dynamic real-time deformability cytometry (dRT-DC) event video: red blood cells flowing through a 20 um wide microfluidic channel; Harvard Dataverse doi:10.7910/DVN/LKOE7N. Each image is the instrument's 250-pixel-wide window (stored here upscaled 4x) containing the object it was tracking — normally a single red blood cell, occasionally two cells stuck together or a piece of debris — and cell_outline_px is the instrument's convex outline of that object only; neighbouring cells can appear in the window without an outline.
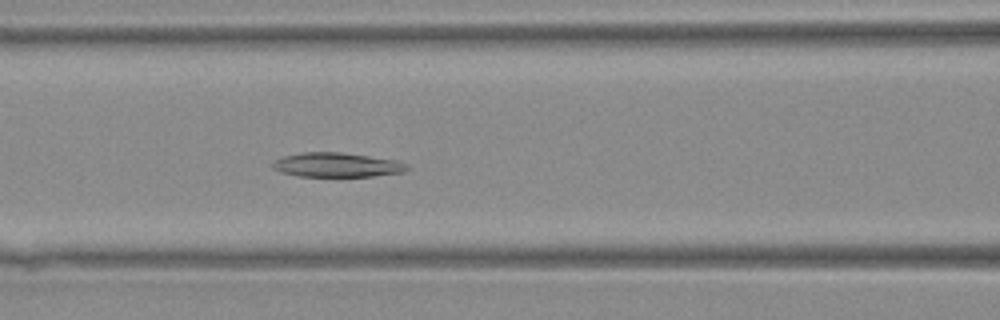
{"species": "Egyptian fruit bat (a non-hibernating species)", "species_latin": "Rousettus aegyptiacus", "temperature_condition": "warm", "stored_images_in_passage": 35, "camera_frame_rate_fps": 3000, "um_per_image_px": 0.085, "animal": {"sex": "female"}, "frame": {"image": 1, "passage_image": 12, "time_ms": 3.667, "image_size_px": [1000, 320], "cell_outline_px": [[408, 168], [404, 172], [372, 176], [296, 176], [280, 172], [272, 168], [272, 164], [276, 160], [284, 156], [304, 152], [340, 152], [396, 160], [408, 164]], "centroid_in_image_um": [28.62, 14.02], "position_along_channel_um": 138.0, "area_um2": 18.96}}
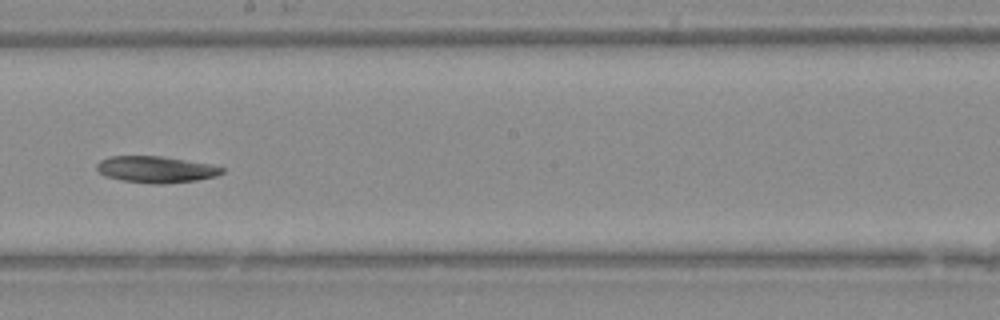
{"frame": {"image": 2, "passage_image": 18, "time_ms": 5.667, "image_size_px": [1000, 320], "cell_outline_px": [[224, 172], [216, 176], [196, 180], [164, 184], [152, 184], [124, 180], [104, 176], [96, 168], [96, 164], [100, 160], [108, 156], [160, 156], [212, 164], [224, 168]], "centroid_in_image_um": [13.25, 14.4], "position_along_channel_um": 234.9, "area_um2": 19.36}}
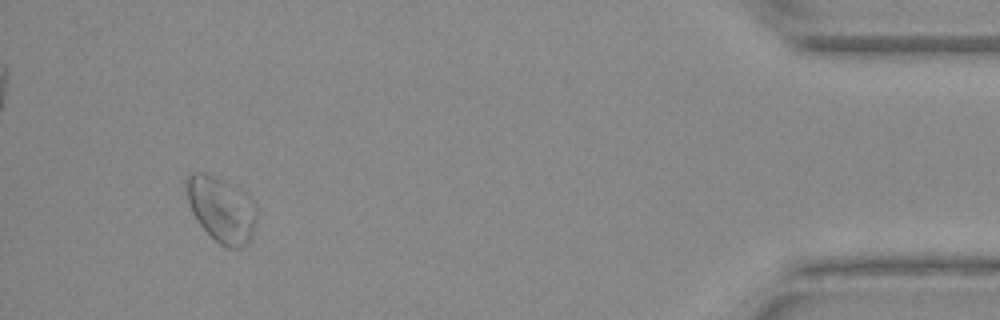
{"frame": {"image": 3, "passage_image": 33, "time_ms": 10.667, "image_size_px": [1000, 320], "cell_outline_px": [[256, 220], [252, 232], [248, 240], [240, 248], [228, 248], [220, 244], [200, 224], [192, 212], [188, 200], [184, 184], [188, 176], [192, 172], [204, 172], [220, 180], [256, 208]], "centroid_in_image_um": [18.73, 17.84], "position_along_channel_um": 416.5, "area_um2": 25.14}}